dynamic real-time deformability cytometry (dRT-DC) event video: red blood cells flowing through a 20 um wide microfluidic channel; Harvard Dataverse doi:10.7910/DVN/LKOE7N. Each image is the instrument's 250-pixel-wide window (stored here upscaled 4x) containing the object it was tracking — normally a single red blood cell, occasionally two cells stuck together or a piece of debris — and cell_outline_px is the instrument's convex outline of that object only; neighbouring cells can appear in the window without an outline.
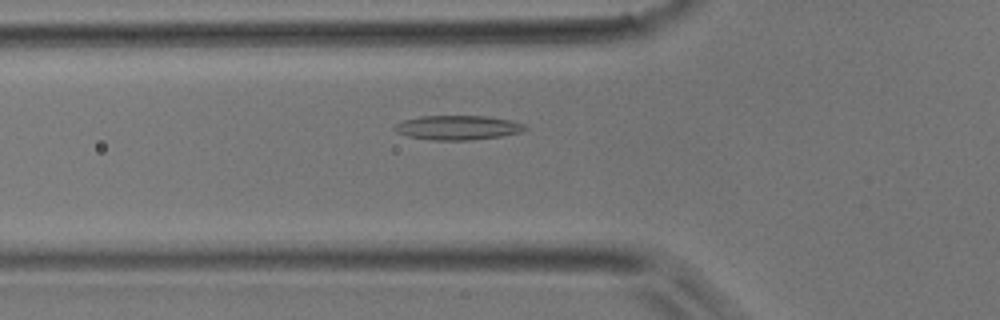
{"species": "common noctule bat (a hibernating species)", "species_latin": "Nyctalus noctula", "temperature_condition": "room temperature", "stored_images_in_passage": 38, "camera_frame_rate_fps": 3000, "um_per_image_px": 0.085, "animal": {"sex": "male", "body_mass_g": 17.9}, "frame": {"image": 1, "passage_image": 9, "time_ms": 2.667, "image_size_px": [1000, 320], "cell_outline_px": [[528, 128], [524, 132], [500, 136], [472, 140], [432, 140], [408, 136], [396, 132], [392, 128], [396, 124], [404, 120], [420, 116], [488, 116], [508, 120], [524, 124]], "centroid_in_image_um": [38.91, 10.85], "position_along_channel_um": 86.9, "area_um2": 18.55}}
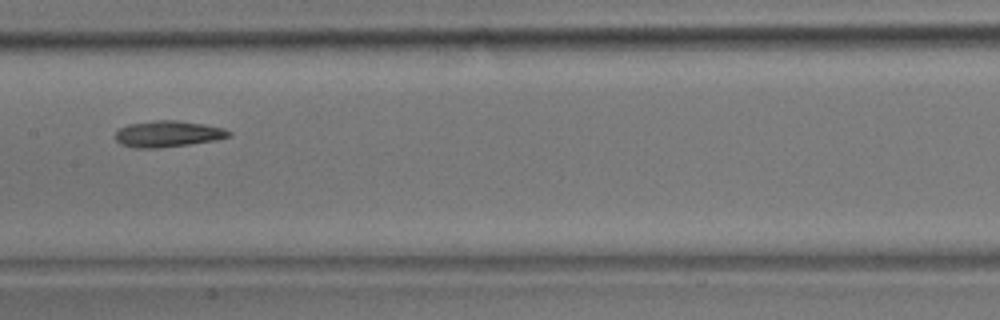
{"frame": {"image": 2, "passage_image": 16, "time_ms": 5.0, "image_size_px": [1000, 320], "cell_outline_px": [[232, 136], [216, 140], [160, 148], [132, 148], [120, 144], [116, 140], [116, 132], [120, 128], [128, 124], [152, 120], [176, 120], [204, 124], [224, 128], [232, 132]], "centroid_in_image_um": [14.27, 11.38], "position_along_channel_um": 193.1, "area_um2": 17.51}}
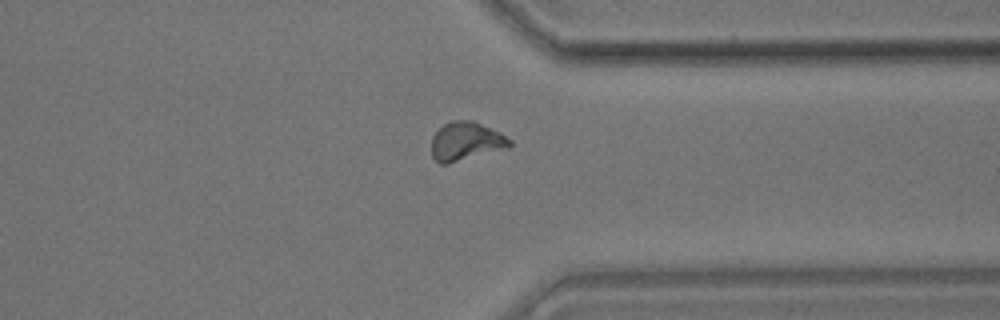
{"frame": {"image": 3, "passage_image": 28, "time_ms": 9.0, "image_size_px": [1000, 320], "cell_outline_px": [[512, 144], [508, 148], [448, 164], [440, 164], [432, 156], [432, 136], [444, 124], [452, 120], [472, 120], [500, 132], [512, 140]], "centroid_in_image_um": [39.62, 12.02], "position_along_channel_um": 371.8, "area_um2": 17.63}}